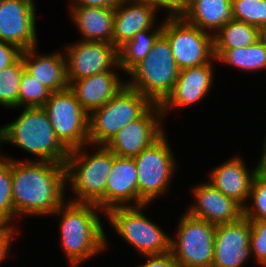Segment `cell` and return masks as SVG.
<instances>
[{
  "mask_svg": "<svg viewBox=\"0 0 266 267\" xmlns=\"http://www.w3.org/2000/svg\"><path fill=\"white\" fill-rule=\"evenodd\" d=\"M51 91L31 74L24 70L19 88L20 107H43Z\"/></svg>",
  "mask_w": 266,
  "mask_h": 267,
  "instance_id": "cell-30",
  "label": "cell"
},
{
  "mask_svg": "<svg viewBox=\"0 0 266 267\" xmlns=\"http://www.w3.org/2000/svg\"><path fill=\"white\" fill-rule=\"evenodd\" d=\"M214 49L248 47L258 40V27L232 20L214 35Z\"/></svg>",
  "mask_w": 266,
  "mask_h": 267,
  "instance_id": "cell-27",
  "label": "cell"
},
{
  "mask_svg": "<svg viewBox=\"0 0 266 267\" xmlns=\"http://www.w3.org/2000/svg\"><path fill=\"white\" fill-rule=\"evenodd\" d=\"M216 62L244 71L266 70V47L257 40L248 47L214 49Z\"/></svg>",
  "mask_w": 266,
  "mask_h": 267,
  "instance_id": "cell-26",
  "label": "cell"
},
{
  "mask_svg": "<svg viewBox=\"0 0 266 267\" xmlns=\"http://www.w3.org/2000/svg\"><path fill=\"white\" fill-rule=\"evenodd\" d=\"M15 121L2 126L4 143L38 157V161L64 163L69 150L56 137L43 107H24Z\"/></svg>",
  "mask_w": 266,
  "mask_h": 267,
  "instance_id": "cell-4",
  "label": "cell"
},
{
  "mask_svg": "<svg viewBox=\"0 0 266 267\" xmlns=\"http://www.w3.org/2000/svg\"><path fill=\"white\" fill-rule=\"evenodd\" d=\"M231 4L232 0H191L182 18L214 35L226 23L234 20Z\"/></svg>",
  "mask_w": 266,
  "mask_h": 267,
  "instance_id": "cell-24",
  "label": "cell"
},
{
  "mask_svg": "<svg viewBox=\"0 0 266 267\" xmlns=\"http://www.w3.org/2000/svg\"><path fill=\"white\" fill-rule=\"evenodd\" d=\"M162 35L168 40L179 70L217 61L214 37L182 17H164Z\"/></svg>",
  "mask_w": 266,
  "mask_h": 267,
  "instance_id": "cell-10",
  "label": "cell"
},
{
  "mask_svg": "<svg viewBox=\"0 0 266 267\" xmlns=\"http://www.w3.org/2000/svg\"><path fill=\"white\" fill-rule=\"evenodd\" d=\"M194 186L192 192L196 202L186 211L192 217L215 225L233 223L243 217V207L211 183L205 182Z\"/></svg>",
  "mask_w": 266,
  "mask_h": 267,
  "instance_id": "cell-16",
  "label": "cell"
},
{
  "mask_svg": "<svg viewBox=\"0 0 266 267\" xmlns=\"http://www.w3.org/2000/svg\"><path fill=\"white\" fill-rule=\"evenodd\" d=\"M250 236V220L244 216L233 223L216 225L212 267H242L252 257Z\"/></svg>",
  "mask_w": 266,
  "mask_h": 267,
  "instance_id": "cell-15",
  "label": "cell"
},
{
  "mask_svg": "<svg viewBox=\"0 0 266 267\" xmlns=\"http://www.w3.org/2000/svg\"><path fill=\"white\" fill-rule=\"evenodd\" d=\"M22 60L25 70L36 80L45 85L51 92H58L69 88L64 53L39 55L36 47L22 50Z\"/></svg>",
  "mask_w": 266,
  "mask_h": 267,
  "instance_id": "cell-22",
  "label": "cell"
},
{
  "mask_svg": "<svg viewBox=\"0 0 266 267\" xmlns=\"http://www.w3.org/2000/svg\"><path fill=\"white\" fill-rule=\"evenodd\" d=\"M115 68L79 80L68 81L81 106L90 114L113 98L126 85Z\"/></svg>",
  "mask_w": 266,
  "mask_h": 267,
  "instance_id": "cell-21",
  "label": "cell"
},
{
  "mask_svg": "<svg viewBox=\"0 0 266 267\" xmlns=\"http://www.w3.org/2000/svg\"><path fill=\"white\" fill-rule=\"evenodd\" d=\"M24 70L21 56L14 64L0 71V105L2 107L19 108V88Z\"/></svg>",
  "mask_w": 266,
  "mask_h": 267,
  "instance_id": "cell-28",
  "label": "cell"
},
{
  "mask_svg": "<svg viewBox=\"0 0 266 267\" xmlns=\"http://www.w3.org/2000/svg\"><path fill=\"white\" fill-rule=\"evenodd\" d=\"M231 6L234 20L266 26V0H232Z\"/></svg>",
  "mask_w": 266,
  "mask_h": 267,
  "instance_id": "cell-31",
  "label": "cell"
},
{
  "mask_svg": "<svg viewBox=\"0 0 266 267\" xmlns=\"http://www.w3.org/2000/svg\"><path fill=\"white\" fill-rule=\"evenodd\" d=\"M141 205L145 204L138 198V172L134 158L114 154L113 167L107 179L105 212L113 207Z\"/></svg>",
  "mask_w": 266,
  "mask_h": 267,
  "instance_id": "cell-18",
  "label": "cell"
},
{
  "mask_svg": "<svg viewBox=\"0 0 266 267\" xmlns=\"http://www.w3.org/2000/svg\"><path fill=\"white\" fill-rule=\"evenodd\" d=\"M22 54V50L12 44L0 40V71L14 64Z\"/></svg>",
  "mask_w": 266,
  "mask_h": 267,
  "instance_id": "cell-36",
  "label": "cell"
},
{
  "mask_svg": "<svg viewBox=\"0 0 266 267\" xmlns=\"http://www.w3.org/2000/svg\"><path fill=\"white\" fill-rule=\"evenodd\" d=\"M147 206L113 207L104 216L114 231L142 256L167 253L170 237L142 212Z\"/></svg>",
  "mask_w": 266,
  "mask_h": 267,
  "instance_id": "cell-7",
  "label": "cell"
},
{
  "mask_svg": "<svg viewBox=\"0 0 266 267\" xmlns=\"http://www.w3.org/2000/svg\"><path fill=\"white\" fill-rule=\"evenodd\" d=\"M157 11L160 8H165L168 17H182L187 11L191 0H148ZM169 11V12H168Z\"/></svg>",
  "mask_w": 266,
  "mask_h": 267,
  "instance_id": "cell-34",
  "label": "cell"
},
{
  "mask_svg": "<svg viewBox=\"0 0 266 267\" xmlns=\"http://www.w3.org/2000/svg\"><path fill=\"white\" fill-rule=\"evenodd\" d=\"M165 134L134 157L138 172V198L145 205L167 193L176 172L177 163Z\"/></svg>",
  "mask_w": 266,
  "mask_h": 267,
  "instance_id": "cell-9",
  "label": "cell"
},
{
  "mask_svg": "<svg viewBox=\"0 0 266 267\" xmlns=\"http://www.w3.org/2000/svg\"><path fill=\"white\" fill-rule=\"evenodd\" d=\"M34 0H0V40L21 50L37 47Z\"/></svg>",
  "mask_w": 266,
  "mask_h": 267,
  "instance_id": "cell-14",
  "label": "cell"
},
{
  "mask_svg": "<svg viewBox=\"0 0 266 267\" xmlns=\"http://www.w3.org/2000/svg\"><path fill=\"white\" fill-rule=\"evenodd\" d=\"M177 227L176 239L170 237L177 267H212L216 225L186 212Z\"/></svg>",
  "mask_w": 266,
  "mask_h": 267,
  "instance_id": "cell-8",
  "label": "cell"
},
{
  "mask_svg": "<svg viewBox=\"0 0 266 267\" xmlns=\"http://www.w3.org/2000/svg\"><path fill=\"white\" fill-rule=\"evenodd\" d=\"M0 142L3 143L4 142V133H3V129L2 127H0ZM0 143V144H1ZM1 152V151H0ZM0 156H2V154L0 153Z\"/></svg>",
  "mask_w": 266,
  "mask_h": 267,
  "instance_id": "cell-41",
  "label": "cell"
},
{
  "mask_svg": "<svg viewBox=\"0 0 266 267\" xmlns=\"http://www.w3.org/2000/svg\"><path fill=\"white\" fill-rule=\"evenodd\" d=\"M168 40L161 35L152 50L129 73L126 85L153 104L161 105L171 94L179 75Z\"/></svg>",
  "mask_w": 266,
  "mask_h": 267,
  "instance_id": "cell-5",
  "label": "cell"
},
{
  "mask_svg": "<svg viewBox=\"0 0 266 267\" xmlns=\"http://www.w3.org/2000/svg\"><path fill=\"white\" fill-rule=\"evenodd\" d=\"M258 40L266 47V26L258 28Z\"/></svg>",
  "mask_w": 266,
  "mask_h": 267,
  "instance_id": "cell-40",
  "label": "cell"
},
{
  "mask_svg": "<svg viewBox=\"0 0 266 267\" xmlns=\"http://www.w3.org/2000/svg\"><path fill=\"white\" fill-rule=\"evenodd\" d=\"M67 202V203H66ZM105 213L97 205L70 200L59 206L52 215L60 214V247L71 267L103 252L107 248V236L97 211Z\"/></svg>",
  "mask_w": 266,
  "mask_h": 267,
  "instance_id": "cell-2",
  "label": "cell"
},
{
  "mask_svg": "<svg viewBox=\"0 0 266 267\" xmlns=\"http://www.w3.org/2000/svg\"><path fill=\"white\" fill-rule=\"evenodd\" d=\"M145 261L140 267H177L173 254L169 251L164 254L144 255Z\"/></svg>",
  "mask_w": 266,
  "mask_h": 267,
  "instance_id": "cell-37",
  "label": "cell"
},
{
  "mask_svg": "<svg viewBox=\"0 0 266 267\" xmlns=\"http://www.w3.org/2000/svg\"><path fill=\"white\" fill-rule=\"evenodd\" d=\"M156 10L148 0H122L114 12L112 44L118 49L138 32L154 28Z\"/></svg>",
  "mask_w": 266,
  "mask_h": 267,
  "instance_id": "cell-19",
  "label": "cell"
},
{
  "mask_svg": "<svg viewBox=\"0 0 266 267\" xmlns=\"http://www.w3.org/2000/svg\"><path fill=\"white\" fill-rule=\"evenodd\" d=\"M85 147L70 150L65 162L66 183H70L76 196L69 200L95 204L105 212V192L114 153L106 146H97L96 152L88 154Z\"/></svg>",
  "mask_w": 266,
  "mask_h": 267,
  "instance_id": "cell-3",
  "label": "cell"
},
{
  "mask_svg": "<svg viewBox=\"0 0 266 267\" xmlns=\"http://www.w3.org/2000/svg\"><path fill=\"white\" fill-rule=\"evenodd\" d=\"M43 108L56 137L69 151L89 145V113L69 88L51 92Z\"/></svg>",
  "mask_w": 266,
  "mask_h": 267,
  "instance_id": "cell-11",
  "label": "cell"
},
{
  "mask_svg": "<svg viewBox=\"0 0 266 267\" xmlns=\"http://www.w3.org/2000/svg\"><path fill=\"white\" fill-rule=\"evenodd\" d=\"M12 159V202L16 216L52 215L66 200L65 164Z\"/></svg>",
  "mask_w": 266,
  "mask_h": 267,
  "instance_id": "cell-1",
  "label": "cell"
},
{
  "mask_svg": "<svg viewBox=\"0 0 266 267\" xmlns=\"http://www.w3.org/2000/svg\"><path fill=\"white\" fill-rule=\"evenodd\" d=\"M152 105L139 91L125 85L89 114V146H106L125 125L140 118Z\"/></svg>",
  "mask_w": 266,
  "mask_h": 267,
  "instance_id": "cell-6",
  "label": "cell"
},
{
  "mask_svg": "<svg viewBox=\"0 0 266 267\" xmlns=\"http://www.w3.org/2000/svg\"><path fill=\"white\" fill-rule=\"evenodd\" d=\"M154 29V30H152ZM151 31V32H150ZM163 22L156 28L145 29L118 48L120 71L128 74L152 50L154 43L162 35Z\"/></svg>",
  "mask_w": 266,
  "mask_h": 267,
  "instance_id": "cell-25",
  "label": "cell"
},
{
  "mask_svg": "<svg viewBox=\"0 0 266 267\" xmlns=\"http://www.w3.org/2000/svg\"><path fill=\"white\" fill-rule=\"evenodd\" d=\"M73 24L83 41L112 43L115 8L69 6Z\"/></svg>",
  "mask_w": 266,
  "mask_h": 267,
  "instance_id": "cell-23",
  "label": "cell"
},
{
  "mask_svg": "<svg viewBox=\"0 0 266 267\" xmlns=\"http://www.w3.org/2000/svg\"><path fill=\"white\" fill-rule=\"evenodd\" d=\"M14 225L0 222V263L10 256L12 238L18 233L19 230ZM17 230V231H16ZM16 232V233H15ZM15 233V234H14ZM9 255V256H8Z\"/></svg>",
  "mask_w": 266,
  "mask_h": 267,
  "instance_id": "cell-35",
  "label": "cell"
},
{
  "mask_svg": "<svg viewBox=\"0 0 266 267\" xmlns=\"http://www.w3.org/2000/svg\"><path fill=\"white\" fill-rule=\"evenodd\" d=\"M264 144H263V151L262 156L260 160L258 161V164L256 165L257 171L263 174H266V138H264Z\"/></svg>",
  "mask_w": 266,
  "mask_h": 267,
  "instance_id": "cell-39",
  "label": "cell"
},
{
  "mask_svg": "<svg viewBox=\"0 0 266 267\" xmlns=\"http://www.w3.org/2000/svg\"><path fill=\"white\" fill-rule=\"evenodd\" d=\"M213 62L202 66L185 68L179 71L177 81L171 94L161 104L162 114L170 113L168 110L187 107L196 104L209 94L214 81Z\"/></svg>",
  "mask_w": 266,
  "mask_h": 267,
  "instance_id": "cell-17",
  "label": "cell"
},
{
  "mask_svg": "<svg viewBox=\"0 0 266 267\" xmlns=\"http://www.w3.org/2000/svg\"><path fill=\"white\" fill-rule=\"evenodd\" d=\"M68 81L79 80L113 69H120L118 49L108 42L79 40L66 48Z\"/></svg>",
  "mask_w": 266,
  "mask_h": 267,
  "instance_id": "cell-13",
  "label": "cell"
},
{
  "mask_svg": "<svg viewBox=\"0 0 266 267\" xmlns=\"http://www.w3.org/2000/svg\"><path fill=\"white\" fill-rule=\"evenodd\" d=\"M12 157L0 156V222L12 225L17 218L12 202Z\"/></svg>",
  "mask_w": 266,
  "mask_h": 267,
  "instance_id": "cell-29",
  "label": "cell"
},
{
  "mask_svg": "<svg viewBox=\"0 0 266 267\" xmlns=\"http://www.w3.org/2000/svg\"><path fill=\"white\" fill-rule=\"evenodd\" d=\"M212 170L209 173V183L242 207L247 205L252 181L258 172L257 167L253 171L248 170L242 158L234 156Z\"/></svg>",
  "mask_w": 266,
  "mask_h": 267,
  "instance_id": "cell-20",
  "label": "cell"
},
{
  "mask_svg": "<svg viewBox=\"0 0 266 267\" xmlns=\"http://www.w3.org/2000/svg\"><path fill=\"white\" fill-rule=\"evenodd\" d=\"M248 200L252 206L243 207V216L248 220H266V174L256 173Z\"/></svg>",
  "mask_w": 266,
  "mask_h": 267,
  "instance_id": "cell-32",
  "label": "cell"
},
{
  "mask_svg": "<svg viewBox=\"0 0 266 267\" xmlns=\"http://www.w3.org/2000/svg\"><path fill=\"white\" fill-rule=\"evenodd\" d=\"M122 0H74L70 6L116 8Z\"/></svg>",
  "mask_w": 266,
  "mask_h": 267,
  "instance_id": "cell-38",
  "label": "cell"
},
{
  "mask_svg": "<svg viewBox=\"0 0 266 267\" xmlns=\"http://www.w3.org/2000/svg\"><path fill=\"white\" fill-rule=\"evenodd\" d=\"M250 224L251 256L254 255L260 266L266 267V220H250Z\"/></svg>",
  "mask_w": 266,
  "mask_h": 267,
  "instance_id": "cell-33",
  "label": "cell"
},
{
  "mask_svg": "<svg viewBox=\"0 0 266 267\" xmlns=\"http://www.w3.org/2000/svg\"><path fill=\"white\" fill-rule=\"evenodd\" d=\"M161 105L153 104L140 118L125 125L106 145L115 155L134 158L164 133Z\"/></svg>",
  "mask_w": 266,
  "mask_h": 267,
  "instance_id": "cell-12",
  "label": "cell"
}]
</instances>
